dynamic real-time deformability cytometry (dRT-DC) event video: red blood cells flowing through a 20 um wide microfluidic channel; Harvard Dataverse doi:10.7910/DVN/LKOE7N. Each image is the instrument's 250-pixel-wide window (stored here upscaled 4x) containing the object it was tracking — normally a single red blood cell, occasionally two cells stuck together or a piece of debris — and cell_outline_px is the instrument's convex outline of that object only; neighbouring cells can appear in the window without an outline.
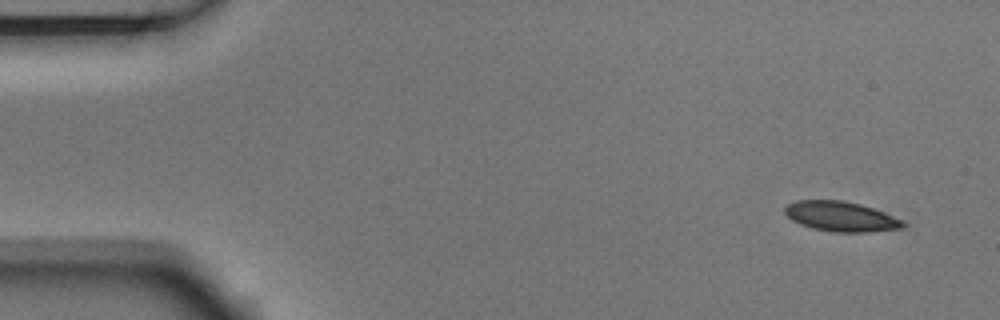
{"species": "Egyptian fruit bat (a non-hibernating species)", "species_latin": "Rousettus aegyptiacus", "temperature_condition": "room temperature", "stored_images_in_passage": 7, "camera_frame_rate_fps": 3000, "um_per_image_px": 0.085, "animal": {"sex": "male"}, "frame": {"image": 1, "passage_image": 1, "time_ms": 0.0, "image_size_px": [1000, 320], "cell_outline_px": [[908, 224], [900, 228], [868, 232], [832, 232], [812, 228], [800, 224], [792, 220], [784, 212], [784, 208], [788, 204], [796, 200], [844, 200], [860, 204], [872, 208], [904, 220]], "centroid_in_image_um": [71.47, 18.4], "position_along_channel_um": 13.5, "area_um2": 20.63}}
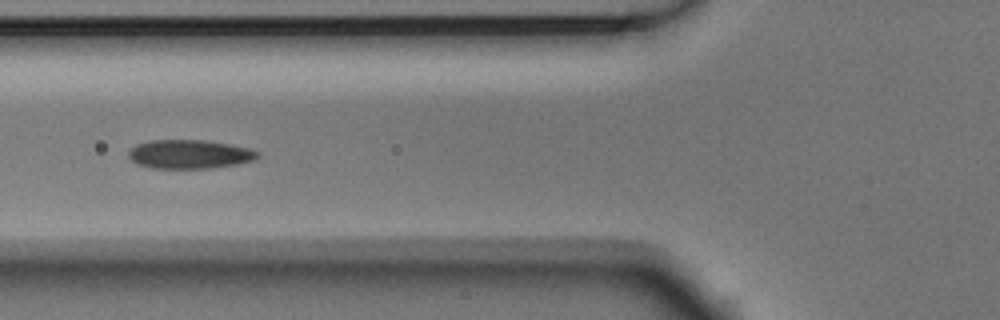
{"frame": {"image": 2, "passage_image": 6, "time_ms": 1.667, "image_size_px": [1000, 320], "cell_outline_px": [[260, 156], [252, 160], [236, 164], [212, 168], [152, 168], [136, 164], [128, 156], [128, 152], [136, 144], [148, 140], [204, 140], [228, 144], [248, 148], [260, 152]], "centroid_in_image_um": [16.08, 13.1], "position_along_channel_um": 109.7, "area_um2": 21.68}}
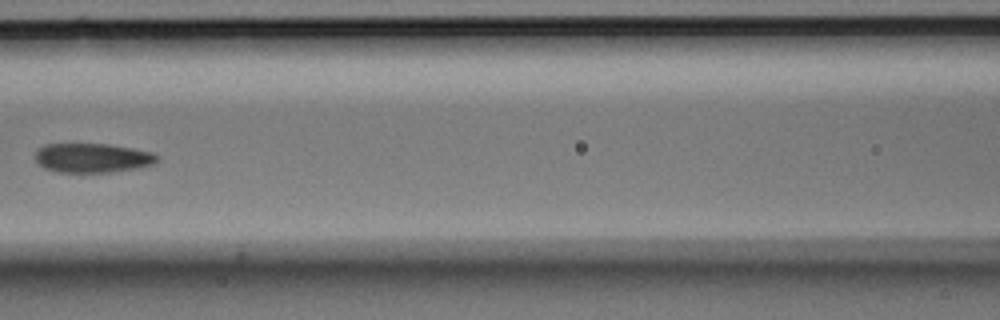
{"frame": {"image": 3, "passage_image": 7, "time_ms": 2.0, "image_size_px": [1000, 320], "cell_outline_px": [[160, 160], [152, 164], [136, 168], [108, 172], [56, 172], [44, 168], [36, 160], [36, 148], [44, 144], [108, 144], [132, 148], [152, 152], [160, 156]], "centroid_in_image_um": [7.85, 13.41], "position_along_channel_um": 158.7, "area_um2": 20.87}}